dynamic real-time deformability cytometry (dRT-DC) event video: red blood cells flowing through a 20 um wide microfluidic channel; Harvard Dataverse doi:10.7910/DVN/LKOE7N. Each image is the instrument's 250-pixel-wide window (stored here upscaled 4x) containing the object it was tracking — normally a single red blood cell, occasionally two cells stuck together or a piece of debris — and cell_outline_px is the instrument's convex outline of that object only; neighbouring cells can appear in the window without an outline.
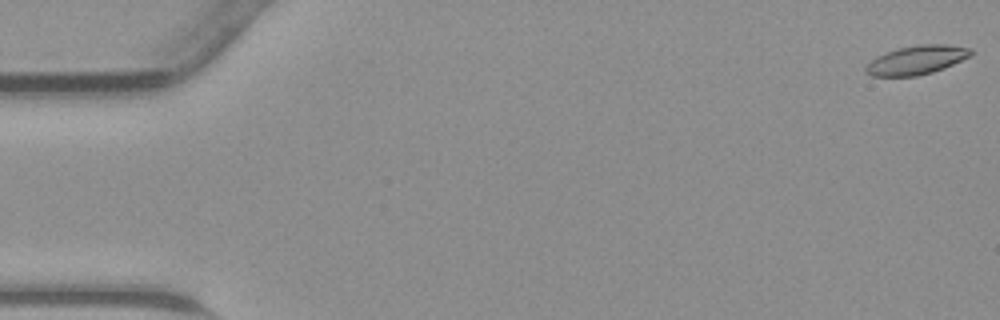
{"species": "common noctule bat (a hibernating species)", "species_latin": "Nyctalus noctula", "temperature_condition": "warm", "stored_images_in_passage": 12, "camera_frame_rate_fps": 3000, "um_per_image_px": 0.085, "animal": {"sex": "male", "body_mass_g": 23.1, "forearm_length_mm": 52.7}, "frame": {"image": 1, "passage_image": 1, "time_ms": 0.0, "image_size_px": [1000, 320], "cell_outline_px": [[972, 56], [944, 68], [932, 72], [916, 76], [872, 76], [864, 72], [864, 68], [876, 56], [896, 48], [920, 44], [944, 44], [972, 48]], "centroid_in_image_um": [77.91, 5.09], "position_along_channel_um": 7.1, "area_um2": 17.8}}
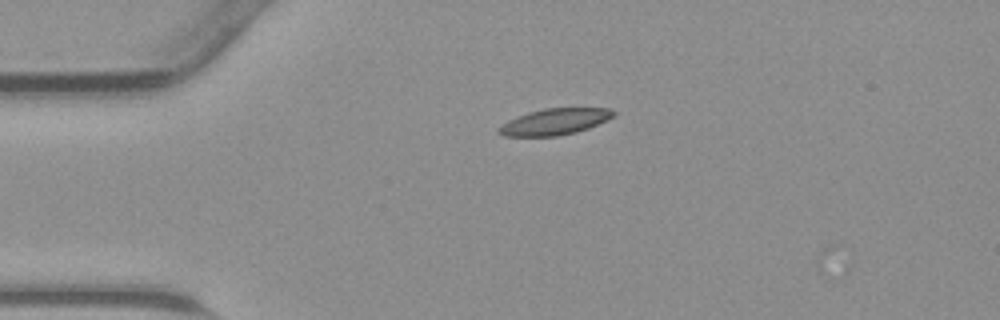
{"frame": {"image": 2, "passage_image": 11, "time_ms": 3.333, "image_size_px": [1000, 320], "cell_outline_px": [[616, 112], [608, 120], [588, 128], [576, 132], [556, 136], [504, 136], [496, 132], [496, 128], [508, 120], [516, 116], [528, 112], [544, 108], [608, 108]], "centroid_in_image_um": [47.1, 10.34], "position_along_channel_um": 37.9, "area_um2": 17.63}}